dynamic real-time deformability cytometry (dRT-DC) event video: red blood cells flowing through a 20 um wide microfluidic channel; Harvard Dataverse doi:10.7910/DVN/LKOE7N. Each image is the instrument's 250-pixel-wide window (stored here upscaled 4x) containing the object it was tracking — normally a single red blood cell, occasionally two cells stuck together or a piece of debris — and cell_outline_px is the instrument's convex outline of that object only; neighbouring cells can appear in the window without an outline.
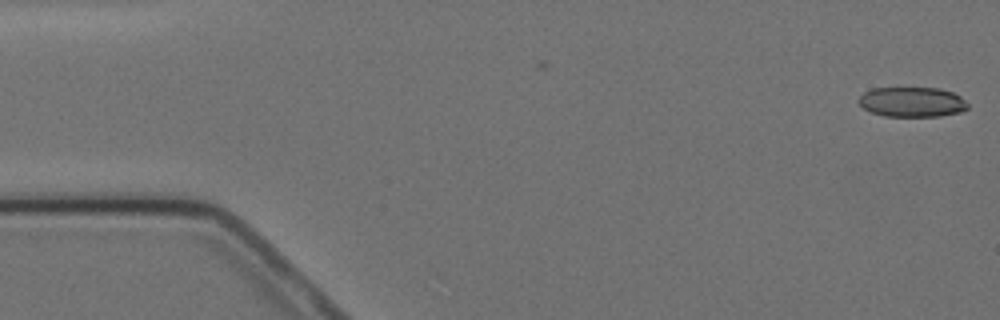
{"species": "Egyptian fruit bat (a non-hibernating species)", "species_latin": "Rousettus aegyptiacus", "temperature_condition": "cold", "stored_images_in_passage": 5, "camera_frame_rate_fps": 3000, "um_per_image_px": 0.085, "animal": {"sex": "female"}, "frame": {"image": 1, "passage_image": 1, "time_ms": 0.0, "image_size_px": [1000, 320], "cell_outline_px": [[968, 108], [960, 112], [940, 116], [884, 116], [872, 112], [864, 108], [856, 100], [864, 92], [872, 88], [940, 88], [952, 92], [960, 96], [968, 104]], "centroid_in_image_um": [77.52, 8.66], "position_along_channel_um": 7.5, "area_um2": 19.02}}
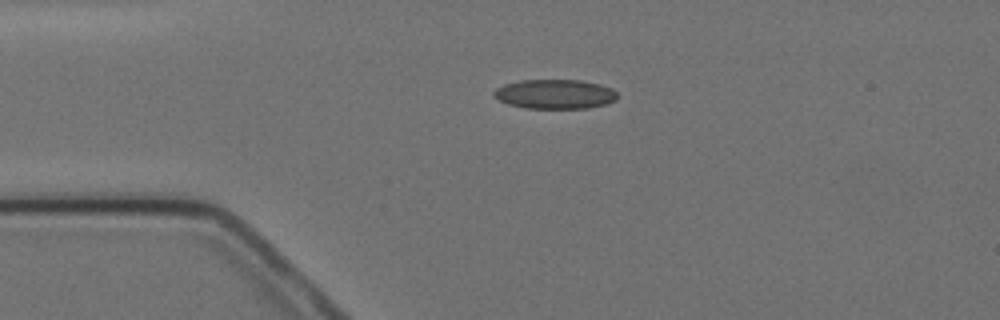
{"frame": {"image": 2, "passage_image": 4, "time_ms": 3.667, "image_size_px": [1000, 320], "cell_outline_px": [[616, 100], [608, 104], [588, 108], [524, 108], [508, 104], [500, 100], [492, 92], [496, 88], [504, 84], [520, 80], [584, 80], [600, 84], [612, 88], [616, 92]], "centroid_in_image_um": [47.19, 7.99], "position_along_channel_um": 37.8, "area_um2": 21.27}}